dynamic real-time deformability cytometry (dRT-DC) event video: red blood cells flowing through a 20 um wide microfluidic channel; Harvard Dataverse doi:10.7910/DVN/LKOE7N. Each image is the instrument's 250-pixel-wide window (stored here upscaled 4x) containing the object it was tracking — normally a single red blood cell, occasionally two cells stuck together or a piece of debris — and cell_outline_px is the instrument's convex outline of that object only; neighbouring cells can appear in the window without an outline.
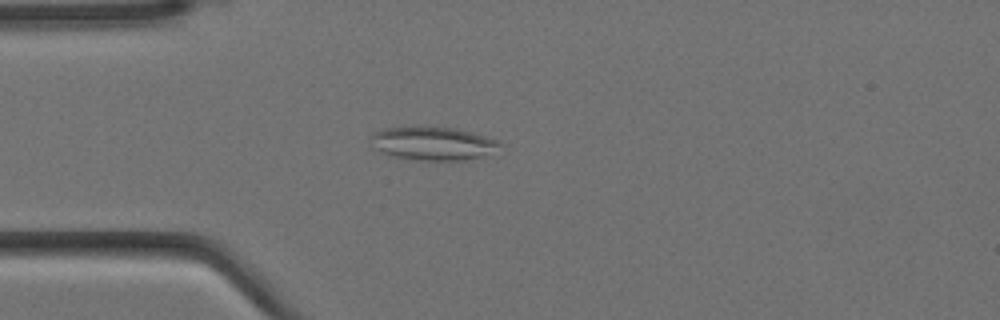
{"species": "Egyptian fruit bat (a non-hibernating species)", "species_latin": "Rousettus aegyptiacus", "temperature_condition": "cold", "stored_images_in_passage": 9, "camera_frame_rate_fps": 3000, "um_per_image_px": 0.085, "animal": {"sex": "female"}, "frame": {"image": 1, "passage_image": 4, "time_ms": 1.0, "image_size_px": [1000, 320], "cell_outline_px": [[500, 156], [464, 160], [416, 160], [396, 156], [372, 148], [368, 136], [372, 132], [384, 128], [456, 128], [472, 132], [500, 140]], "centroid_in_image_um": [36.93, 12.23], "position_along_channel_um": 48.1, "area_um2": 25.61}}
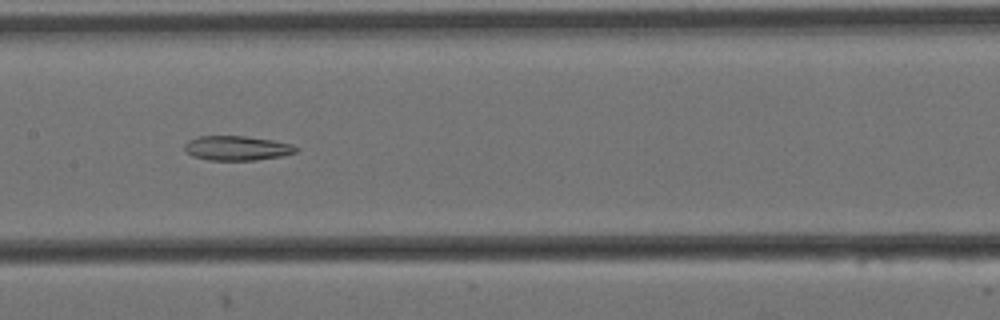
{"frame": {"image": 2, "passage_image": 8, "time_ms": 2.333, "image_size_px": [1000, 320], "cell_outline_px": [[300, 148], [296, 152], [280, 156], [256, 160], [208, 160], [192, 156], [184, 152], [184, 144], [188, 140], [200, 136], [244, 136], [272, 140], [292, 144]], "centroid_in_image_um": [20.11, 12.59], "position_along_channel_um": 187.3, "area_um2": 16.01}}
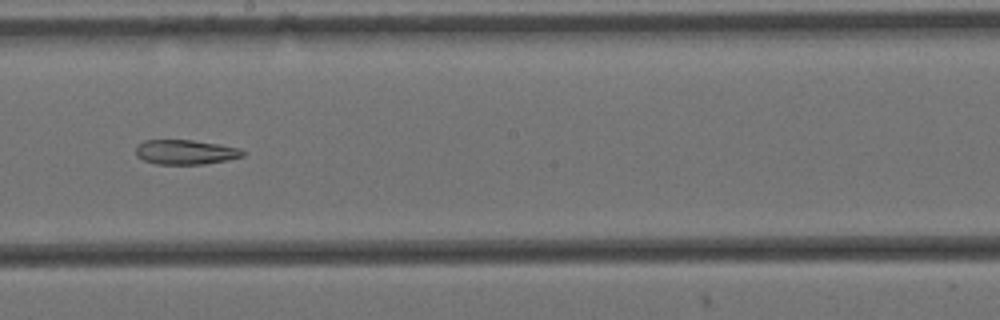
{"frame": {"image": 3, "passage_image": 9, "time_ms": 2.667, "image_size_px": [1000, 320], "cell_outline_px": [[244, 156], [228, 160], [204, 164], [156, 164], [144, 160], [136, 156], [136, 144], [144, 140], [192, 140], [220, 144], [240, 148], [244, 152]], "centroid_in_image_um": [15.76, 12.92], "position_along_channel_um": 232.4, "area_um2": 15.49}}